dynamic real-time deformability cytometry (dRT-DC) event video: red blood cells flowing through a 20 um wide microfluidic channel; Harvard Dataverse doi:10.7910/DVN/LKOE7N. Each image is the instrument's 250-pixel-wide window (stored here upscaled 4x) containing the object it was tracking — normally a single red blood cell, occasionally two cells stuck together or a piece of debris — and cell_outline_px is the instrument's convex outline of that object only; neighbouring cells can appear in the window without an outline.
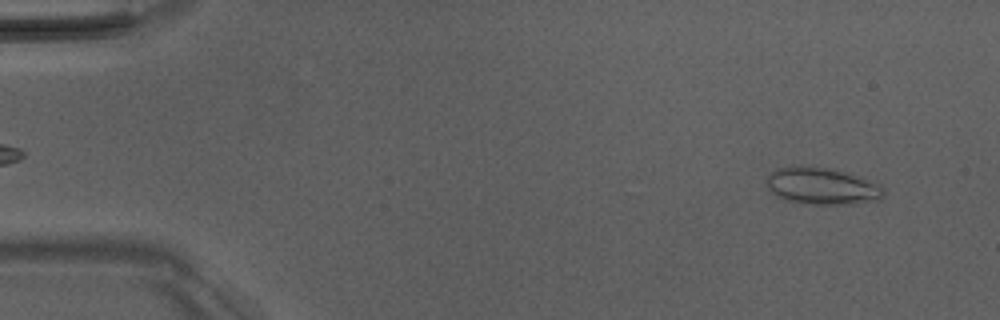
{"species": "Egyptian fruit bat (a non-hibernating species)", "species_latin": "Rousettus aegyptiacus", "temperature_condition": "room temperature", "stored_images_in_passage": 6, "camera_frame_rate_fps": 3000, "um_per_image_px": 0.085, "animal": {"sex": "male"}, "frame": {"image": 1, "passage_image": 6, "time_ms": 6.0, "image_size_px": [1000, 320], "cell_outline_px": [[884, 196], [880, 200], [856, 204], [812, 204], [788, 200], [776, 196], [768, 188], [768, 176], [776, 168], [796, 164], [832, 168], [864, 176], [880, 184], [884, 188]], "centroid_in_image_um": [69.94, 15.79], "position_along_channel_um": 15.1, "area_um2": 25.84}}